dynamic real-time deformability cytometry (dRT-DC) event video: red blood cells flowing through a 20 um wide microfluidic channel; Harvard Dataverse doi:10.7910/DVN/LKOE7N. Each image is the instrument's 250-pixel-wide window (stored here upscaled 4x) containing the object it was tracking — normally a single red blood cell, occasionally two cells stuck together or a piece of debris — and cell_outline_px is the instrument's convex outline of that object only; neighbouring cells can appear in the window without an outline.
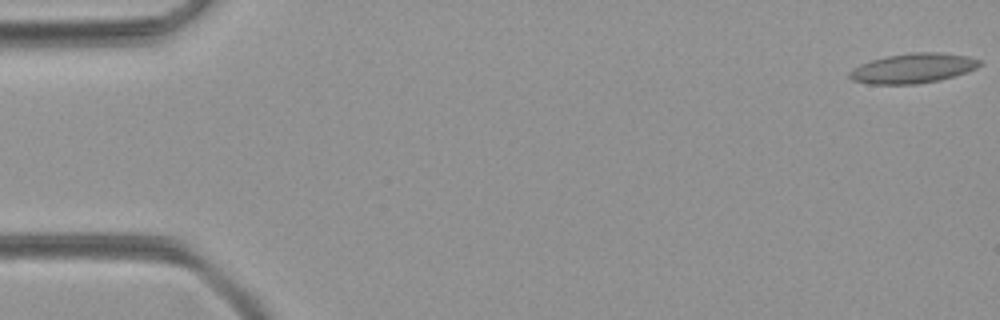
{"species": "common noctule bat (a hibernating species)", "species_latin": "Nyctalus noctula", "temperature_condition": "room temperature", "stored_images_in_passage": 52, "camera_frame_rate_fps": 3000, "um_per_image_px": 0.085, "animal": {"sex": "female", "body_mass_g": 21.9}, "frame": {"image": 1, "passage_image": 1, "time_ms": 0.0, "image_size_px": [1000, 320], "cell_outline_px": [[980, 64], [976, 68], [968, 72], [940, 80], [916, 84], [872, 84], [852, 80], [848, 76], [848, 72], [860, 64], [872, 60], [888, 56], [912, 52], [936, 52], [968, 56], [980, 60]], "centroid_in_image_um": [77.6, 5.8], "position_along_channel_um": 7.4, "area_um2": 22.48}}
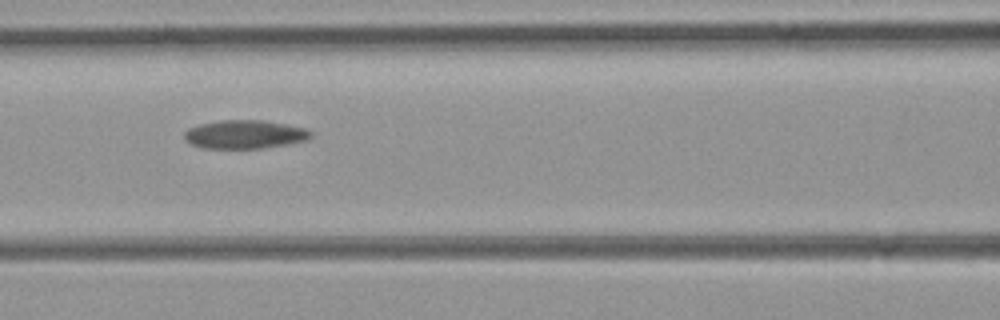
{"frame": {"image": 2, "passage_image": 23, "time_ms": 7.333, "image_size_px": [1000, 320], "cell_outline_px": [[312, 136], [304, 140], [288, 144], [264, 148], [200, 148], [192, 144], [184, 136], [184, 132], [188, 128], [200, 124], [220, 120], [264, 120], [304, 128], [312, 132]], "centroid_in_image_um": [20.79, 11.42], "position_along_channel_um": 145.8, "area_um2": 20.87}}
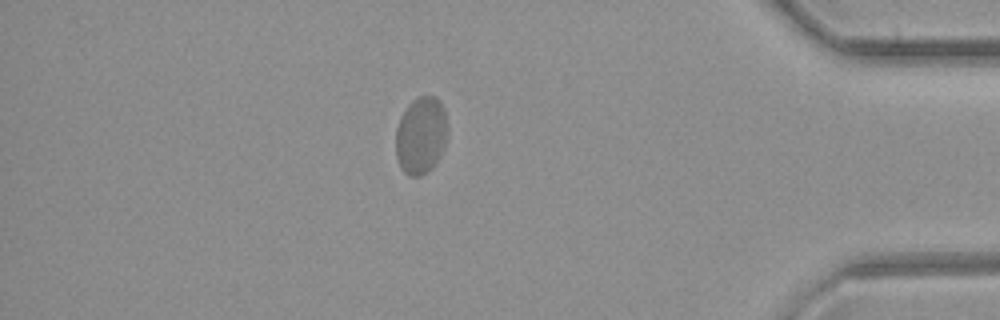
{"frame": {"image": 3, "passage_image": 45, "time_ms": 14.667, "image_size_px": [1000, 320], "cell_outline_px": [[448, 132], [444, 148], [440, 156], [432, 168], [420, 176], [408, 176], [400, 168], [396, 156], [396, 128], [400, 116], [408, 104], [416, 96], [436, 96], [440, 100], [444, 108], [448, 128]], "centroid_in_image_um": [35.78, 11.49], "position_along_channel_um": 399.4, "area_um2": 23.81}}